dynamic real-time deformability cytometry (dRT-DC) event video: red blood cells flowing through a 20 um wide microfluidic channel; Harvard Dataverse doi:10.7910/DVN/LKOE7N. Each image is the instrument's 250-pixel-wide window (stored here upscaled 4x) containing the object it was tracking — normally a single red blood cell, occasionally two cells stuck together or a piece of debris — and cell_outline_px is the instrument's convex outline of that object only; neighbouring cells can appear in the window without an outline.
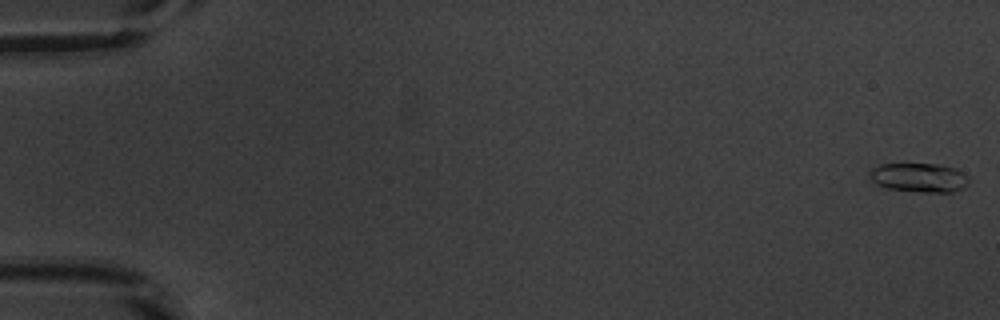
{"species": "common noctule bat (a hibernating species)", "species_latin": "Nyctalus noctula", "temperature_condition": "warm", "stored_images_in_passage": 16, "camera_frame_rate_fps": 3000, "um_per_image_px": 0.085, "animal": {"sex": "male", "body_mass_g": 20.1, "forearm_length_mm": 53.5}, "frame": {"image": 1, "passage_image": 1, "time_ms": 0.0, "image_size_px": [1000, 320], "cell_outline_px": [[968, 184], [964, 188], [952, 192], [920, 192], [888, 188], [876, 184], [868, 176], [868, 172], [872, 168], [880, 164], [940, 164], [956, 168], [964, 172], [968, 176]], "centroid_in_image_um": [78.14, 15.09], "position_along_channel_um": 6.9, "area_um2": 17.05}}